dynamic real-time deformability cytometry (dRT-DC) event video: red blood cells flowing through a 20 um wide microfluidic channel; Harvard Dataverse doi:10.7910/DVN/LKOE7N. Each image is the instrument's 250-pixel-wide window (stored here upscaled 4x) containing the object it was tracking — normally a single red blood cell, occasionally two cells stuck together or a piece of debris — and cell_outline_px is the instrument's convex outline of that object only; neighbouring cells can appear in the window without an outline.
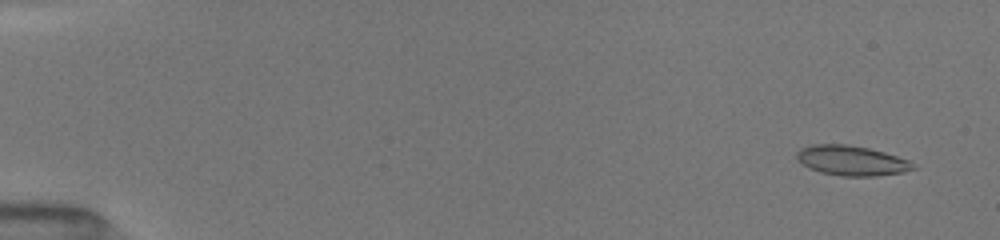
{"species": "common noctule bat (a hibernating species)", "species_latin": "Nyctalus noctula", "temperature_condition": "room temperature", "stored_images_in_passage": 51, "camera_frame_rate_fps": 3000, "um_per_image_px": 0.085, "animal": {"sex": "female", "body_mass_g": 19.5, "forearm_length_mm": 54.1}, "frame": {"image": 1, "passage_image": 3, "time_ms": 0.667, "image_size_px": [1000, 240], "cell_outline_px": [[916, 168], [904, 172], [876, 176], [840, 176], [820, 172], [808, 168], [796, 160], [796, 152], [800, 148], [812, 144], [848, 144], [868, 148], [884, 152], [908, 160]], "centroid_in_image_um": [72.32, 13.65], "position_along_channel_um": 12.7, "area_um2": 20.4}}
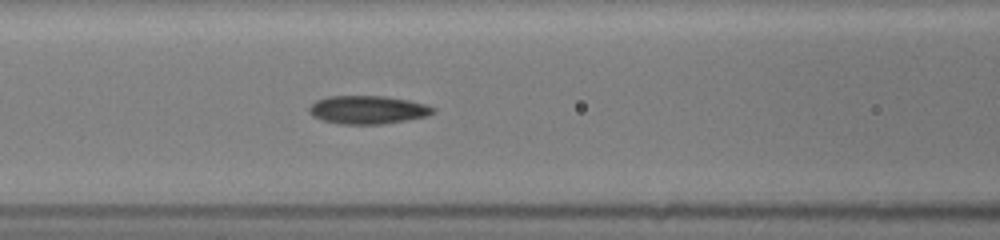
{"frame": {"image": 2, "passage_image": 23, "time_ms": 7.333, "image_size_px": [1000, 240], "cell_outline_px": [[436, 112], [428, 116], [408, 120], [380, 124], [340, 124], [324, 120], [312, 116], [308, 112], [308, 108], [316, 100], [328, 96], [384, 96], [408, 100], [424, 104], [436, 108]], "centroid_in_image_um": [31.27, 9.33], "position_along_channel_um": 135.3, "area_um2": 20.46}}
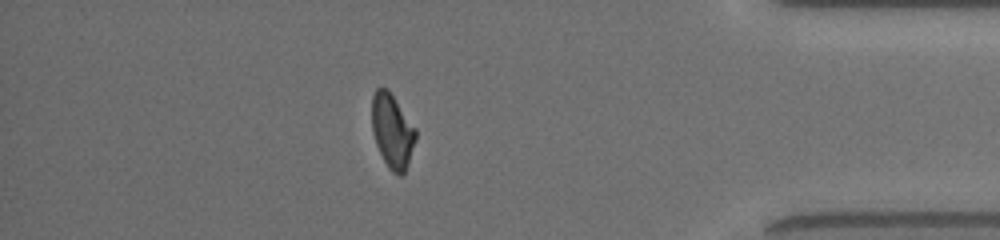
{"frame": {"image": 3, "passage_image": 45, "time_ms": 14.667, "image_size_px": [1000, 240], "cell_outline_px": [[416, 140], [408, 164], [404, 172], [400, 176], [392, 172], [388, 168], [376, 144], [372, 132], [372, 96], [376, 88], [388, 88], [416, 128]], "centroid_in_image_um": [33.34, 11.12], "position_along_channel_um": 401.9, "area_um2": 19.02}, "authors_computed_cell_mechanics": {"area_um2": 19.8832, "velocity_mm_per_s": 4.0683, "shape_relaxation_time_tau1_ms": 4.168, "shape_relaxation_time_tau2_ms": 1.9284, "deformation_change_tau1": 0.1545, "deformation_change_tau2": 0.0824}}